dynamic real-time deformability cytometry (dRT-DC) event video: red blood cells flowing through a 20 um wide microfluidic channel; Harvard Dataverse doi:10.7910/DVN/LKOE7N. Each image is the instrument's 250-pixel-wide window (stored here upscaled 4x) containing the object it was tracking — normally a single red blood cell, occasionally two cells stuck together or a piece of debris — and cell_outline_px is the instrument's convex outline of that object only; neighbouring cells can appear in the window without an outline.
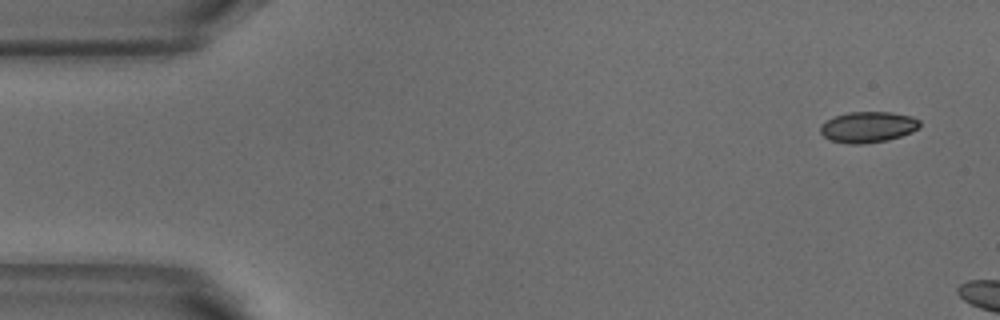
{"species": "common noctule bat (a hibernating species)", "species_latin": "Nyctalus noctula", "temperature_condition": "warm", "stored_images_in_passage": 3, "camera_frame_rate_fps": 3000, "um_per_image_px": 0.085, "animal": {"sex": "male", "body_mass_g": 18.8}, "frame": {"image": 1, "passage_image": 1, "time_ms": 0.0, "image_size_px": [1000, 320], "cell_outline_px": [[920, 128], [912, 132], [888, 140], [860, 144], [848, 144], [832, 140], [824, 136], [820, 132], [820, 124], [836, 116], [848, 112], [892, 112], [912, 116], [920, 120]], "centroid_in_image_um": [73.81, 10.79], "position_along_channel_um": 11.2, "area_um2": 17.92}}